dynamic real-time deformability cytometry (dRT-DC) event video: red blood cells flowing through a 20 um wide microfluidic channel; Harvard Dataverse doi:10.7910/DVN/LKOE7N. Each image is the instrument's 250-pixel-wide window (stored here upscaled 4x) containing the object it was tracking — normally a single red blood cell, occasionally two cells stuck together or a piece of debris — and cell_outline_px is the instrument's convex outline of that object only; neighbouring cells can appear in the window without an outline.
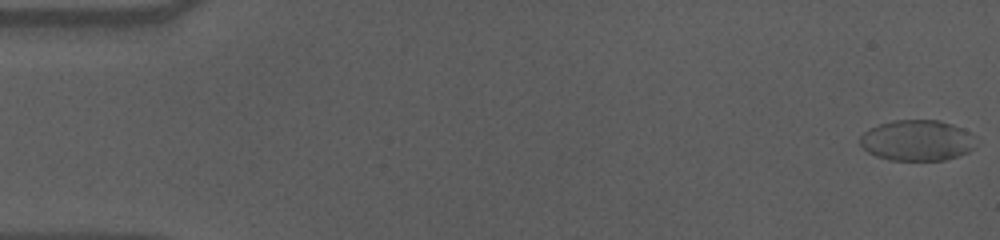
{"species": "human", "species_latin": "Homo sapiens", "temperature_condition": "cold", "stored_images_in_passage": 57, "camera_frame_rate_fps": 3000, "um_per_image_px": 0.085, "donor": {"sex": "male"}, "frame": {"image": 1, "passage_image": 1, "time_ms": 0.0, "image_size_px": [1000, 240], "cell_outline_px": [[976, 136], [972, 148], [968, 152], [944, 160], [888, 160], [876, 156], [868, 152], [860, 144], [860, 136], [868, 128], [880, 124], [896, 120], [936, 120], [952, 124]], "centroid_in_image_um": [77.92, 11.94], "position_along_channel_um": 7.1, "area_um2": 27.4}}
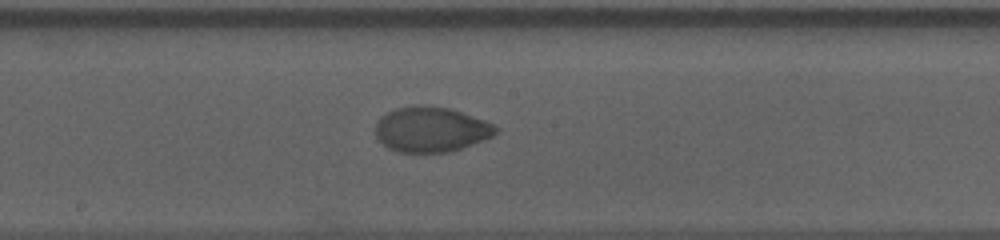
{"frame": {"image": 2, "passage_image": 31, "time_ms": 10.0, "image_size_px": [1000, 240], "cell_outline_px": [[496, 132], [492, 136], [452, 152], [396, 152], [388, 148], [376, 136], [376, 124], [380, 116], [396, 108], [424, 104], [452, 108], [484, 120], [492, 124], [496, 128]], "centroid_in_image_um": [36.61, 10.99], "position_along_channel_um": 211.6, "area_um2": 31.62}}
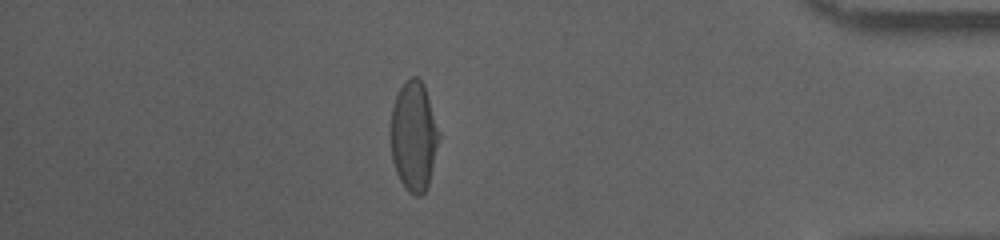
{"frame": {"image": 3, "passage_image": 50, "time_ms": 16.333, "image_size_px": [1000, 240], "cell_outline_px": [[440, 136], [428, 184], [424, 192], [420, 196], [416, 196], [408, 192], [400, 180], [396, 172], [392, 160], [388, 132], [392, 108], [396, 96], [400, 88], [412, 76], [416, 76], [424, 84]], "centroid_in_image_um": [35.13, 11.59], "position_along_channel_um": 400.1, "area_um2": 30.92}, "authors_computed_cell_mechanics": {"area_um2": 31.3276, "velocity_mm_per_s": 3.5799, "shape_relaxation_time_tau1_ms": 4.8768, "shape_relaxation_time_tau2_ms": 1.0072, "deformation_change_tau1": 0.188, "deformation_change_tau2": 0.035}}